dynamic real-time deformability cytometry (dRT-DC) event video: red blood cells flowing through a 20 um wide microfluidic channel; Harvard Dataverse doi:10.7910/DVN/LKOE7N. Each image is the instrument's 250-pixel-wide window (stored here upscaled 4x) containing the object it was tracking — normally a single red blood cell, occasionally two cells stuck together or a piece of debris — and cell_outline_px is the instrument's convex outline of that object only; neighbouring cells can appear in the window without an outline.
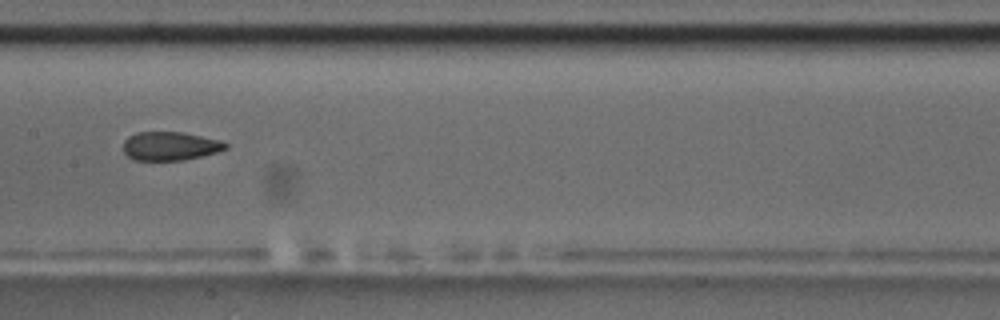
{"species": "common noctule bat (a hibernating species)", "species_latin": "Nyctalus noctula", "temperature_condition": "room temperature", "stored_images_in_passage": 12, "camera_frame_rate_fps": 3000, "um_per_image_px": 0.085, "animal": {"sex": "male", "body_mass_g": 17.5, "forearm_length_mm": 52.3}, "frame": {"image": 1, "passage_image": 7, "time_ms": 7.667, "image_size_px": [1000, 320], "cell_outline_px": [[228, 148], [216, 152], [184, 160], [136, 160], [128, 156], [124, 152], [124, 140], [128, 136], [136, 132], [184, 132], [220, 140], [228, 144]], "centroid_in_image_um": [14.46, 12.4], "position_along_channel_um": 192.9, "area_um2": 17.05}, "authors_computed_cell_mechanics": {"area_um2": 17.8024, "velocity_mm_per_s": 3.6196, "shape_relaxation_time_tau1_ms": 3.8296, "shape_relaxation_time_tau2_ms": 4.2743, "deformation_change_tau1": 0.1826, "deformation_change_tau2": 0.1005}}